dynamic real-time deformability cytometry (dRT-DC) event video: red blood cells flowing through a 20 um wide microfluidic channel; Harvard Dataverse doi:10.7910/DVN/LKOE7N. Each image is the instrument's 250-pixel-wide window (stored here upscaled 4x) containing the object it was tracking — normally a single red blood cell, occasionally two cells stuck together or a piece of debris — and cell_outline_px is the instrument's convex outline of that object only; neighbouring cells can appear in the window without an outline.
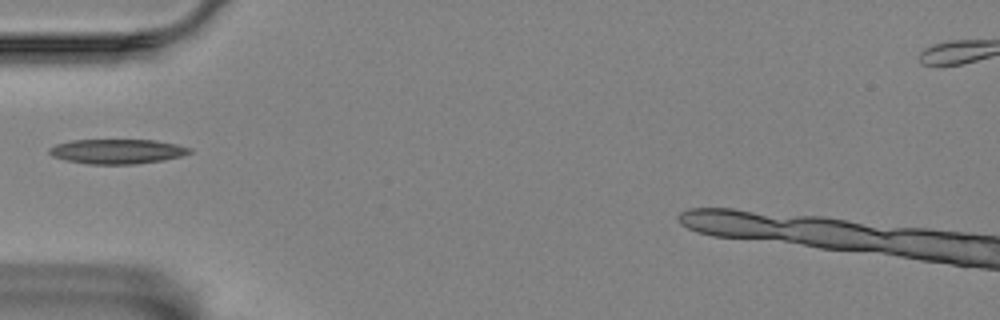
{"species": "Egyptian fruit bat (a non-hibernating species)", "species_latin": "Rousettus aegyptiacus", "temperature_condition": "room temperature", "stored_images_in_passage": 36, "camera_frame_rate_fps": 3000, "um_per_image_px": 0.085, "animal": {"sex": "female"}, "frame": {"image": 1, "passage_image": 1, "time_ms": 0.0, "image_size_px": [1000, 320], "cell_outline_px": [[192, 152], [180, 156], [164, 160], [136, 164], [88, 164], [64, 160], [52, 156], [48, 152], [48, 148], [56, 144], [72, 140], [156, 140], [176, 144], [192, 148]], "centroid_in_image_um": [9.95, 12.87], "position_along_channel_um": 75.1, "area_um2": 20.29}}
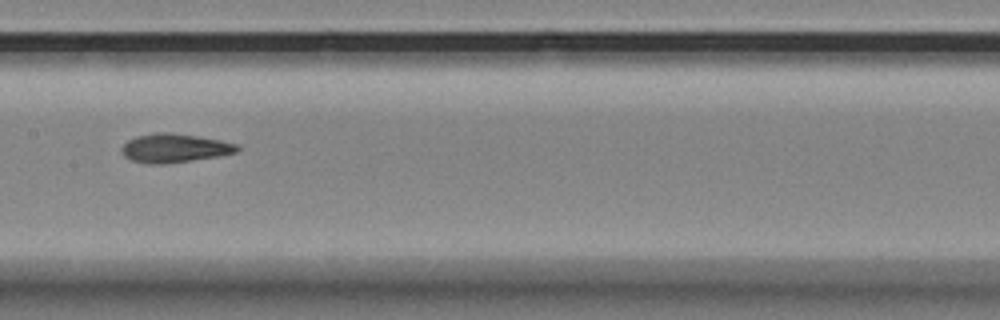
{"frame": {"image": 2, "passage_image": 11, "time_ms": 3.333, "image_size_px": [1000, 320], "cell_outline_px": [[240, 148], [236, 152], [220, 156], [164, 164], [148, 164], [132, 160], [124, 156], [120, 152], [120, 148], [128, 140], [136, 136], [156, 132], [172, 132], [220, 140], [240, 144]], "centroid_in_image_um": [14.83, 12.58], "position_along_channel_um": 192.6, "area_um2": 19.54}}
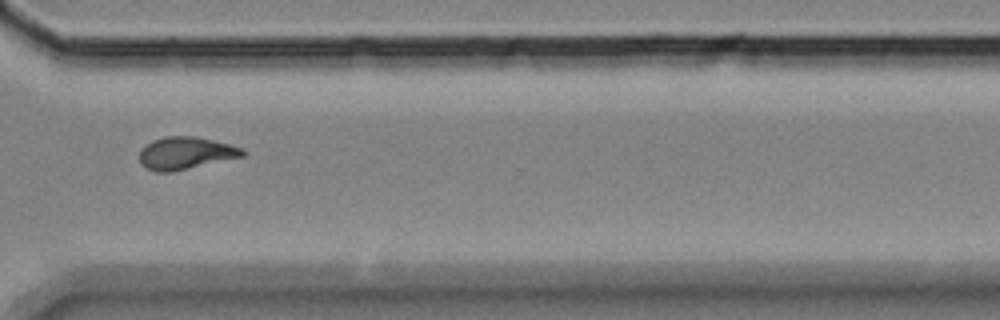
{"frame": {"image": 3, "passage_image": 25, "time_ms": 8.0, "image_size_px": [1000, 320], "cell_outline_px": [[244, 156], [172, 172], [156, 172], [140, 164], [140, 152], [152, 140], [164, 136], [196, 136], [232, 144], [244, 148]], "centroid_in_image_um": [15.81, 13.01], "position_along_channel_um": 354.8, "area_um2": 19.48}}